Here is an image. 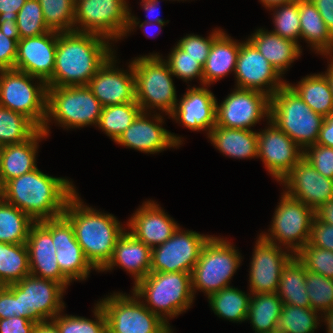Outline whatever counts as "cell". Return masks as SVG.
I'll return each instance as SVG.
<instances>
[{
    "mask_svg": "<svg viewBox=\"0 0 333 333\" xmlns=\"http://www.w3.org/2000/svg\"><path fill=\"white\" fill-rule=\"evenodd\" d=\"M76 192L72 180L44 174L37 167L7 181L1 187V198L39 222L63 215L66 204Z\"/></svg>",
    "mask_w": 333,
    "mask_h": 333,
    "instance_id": "obj_1",
    "label": "cell"
},
{
    "mask_svg": "<svg viewBox=\"0 0 333 333\" xmlns=\"http://www.w3.org/2000/svg\"><path fill=\"white\" fill-rule=\"evenodd\" d=\"M109 39L94 33H58L55 67L47 87L88 85L91 77L116 52Z\"/></svg>",
    "mask_w": 333,
    "mask_h": 333,
    "instance_id": "obj_2",
    "label": "cell"
},
{
    "mask_svg": "<svg viewBox=\"0 0 333 333\" xmlns=\"http://www.w3.org/2000/svg\"><path fill=\"white\" fill-rule=\"evenodd\" d=\"M63 215L72 224L85 258L100 272L112 258L117 239L126 228L113 214L85 205L78 192L69 199Z\"/></svg>",
    "mask_w": 333,
    "mask_h": 333,
    "instance_id": "obj_3",
    "label": "cell"
},
{
    "mask_svg": "<svg viewBox=\"0 0 333 333\" xmlns=\"http://www.w3.org/2000/svg\"><path fill=\"white\" fill-rule=\"evenodd\" d=\"M132 287L141 302L168 325L170 318L186 313L195 300L191 273L150 272Z\"/></svg>",
    "mask_w": 333,
    "mask_h": 333,
    "instance_id": "obj_4",
    "label": "cell"
},
{
    "mask_svg": "<svg viewBox=\"0 0 333 333\" xmlns=\"http://www.w3.org/2000/svg\"><path fill=\"white\" fill-rule=\"evenodd\" d=\"M164 56L159 53L139 55L132 62L135 76L136 102L142 112L158 110L170 115L177 105V92L173 74ZM155 110V111H154Z\"/></svg>",
    "mask_w": 333,
    "mask_h": 333,
    "instance_id": "obj_5",
    "label": "cell"
},
{
    "mask_svg": "<svg viewBox=\"0 0 333 333\" xmlns=\"http://www.w3.org/2000/svg\"><path fill=\"white\" fill-rule=\"evenodd\" d=\"M102 108L87 85L48 87L47 114L42 131L50 136V122L64 130L92 125L97 127Z\"/></svg>",
    "mask_w": 333,
    "mask_h": 333,
    "instance_id": "obj_6",
    "label": "cell"
},
{
    "mask_svg": "<svg viewBox=\"0 0 333 333\" xmlns=\"http://www.w3.org/2000/svg\"><path fill=\"white\" fill-rule=\"evenodd\" d=\"M325 117L315 113L286 83L270 97L269 120L303 151L315 145Z\"/></svg>",
    "mask_w": 333,
    "mask_h": 333,
    "instance_id": "obj_7",
    "label": "cell"
},
{
    "mask_svg": "<svg viewBox=\"0 0 333 333\" xmlns=\"http://www.w3.org/2000/svg\"><path fill=\"white\" fill-rule=\"evenodd\" d=\"M241 253L227 238L212 235L204 244L192 271V291L211 294L231 286V280L243 260Z\"/></svg>",
    "mask_w": 333,
    "mask_h": 333,
    "instance_id": "obj_8",
    "label": "cell"
},
{
    "mask_svg": "<svg viewBox=\"0 0 333 333\" xmlns=\"http://www.w3.org/2000/svg\"><path fill=\"white\" fill-rule=\"evenodd\" d=\"M47 88L46 82L23 71L0 70V106L25 115L39 129L46 120Z\"/></svg>",
    "mask_w": 333,
    "mask_h": 333,
    "instance_id": "obj_9",
    "label": "cell"
},
{
    "mask_svg": "<svg viewBox=\"0 0 333 333\" xmlns=\"http://www.w3.org/2000/svg\"><path fill=\"white\" fill-rule=\"evenodd\" d=\"M113 292L97 301L107 319V333H173L172 326L151 312L133 291Z\"/></svg>",
    "mask_w": 333,
    "mask_h": 333,
    "instance_id": "obj_10",
    "label": "cell"
},
{
    "mask_svg": "<svg viewBox=\"0 0 333 333\" xmlns=\"http://www.w3.org/2000/svg\"><path fill=\"white\" fill-rule=\"evenodd\" d=\"M314 217L312 208L283 191L268 233L261 232L260 235L266 241L283 246L295 255L309 242Z\"/></svg>",
    "mask_w": 333,
    "mask_h": 333,
    "instance_id": "obj_11",
    "label": "cell"
},
{
    "mask_svg": "<svg viewBox=\"0 0 333 333\" xmlns=\"http://www.w3.org/2000/svg\"><path fill=\"white\" fill-rule=\"evenodd\" d=\"M127 0H79L75 2L74 31L94 33L116 43L129 26Z\"/></svg>",
    "mask_w": 333,
    "mask_h": 333,
    "instance_id": "obj_12",
    "label": "cell"
},
{
    "mask_svg": "<svg viewBox=\"0 0 333 333\" xmlns=\"http://www.w3.org/2000/svg\"><path fill=\"white\" fill-rule=\"evenodd\" d=\"M15 284V315L31 321L52 320L65 309L66 289L54 280L24 277Z\"/></svg>",
    "mask_w": 333,
    "mask_h": 333,
    "instance_id": "obj_13",
    "label": "cell"
},
{
    "mask_svg": "<svg viewBox=\"0 0 333 333\" xmlns=\"http://www.w3.org/2000/svg\"><path fill=\"white\" fill-rule=\"evenodd\" d=\"M211 236L179 226L167 241L152 248L150 272L192 274L201 250Z\"/></svg>",
    "mask_w": 333,
    "mask_h": 333,
    "instance_id": "obj_14",
    "label": "cell"
},
{
    "mask_svg": "<svg viewBox=\"0 0 333 333\" xmlns=\"http://www.w3.org/2000/svg\"><path fill=\"white\" fill-rule=\"evenodd\" d=\"M269 116L270 97L256 90L235 87L221 103H216V125L225 128L252 130Z\"/></svg>",
    "mask_w": 333,
    "mask_h": 333,
    "instance_id": "obj_15",
    "label": "cell"
},
{
    "mask_svg": "<svg viewBox=\"0 0 333 333\" xmlns=\"http://www.w3.org/2000/svg\"><path fill=\"white\" fill-rule=\"evenodd\" d=\"M164 119L158 111L141 112L115 143L148 154L179 149L184 137L163 128Z\"/></svg>",
    "mask_w": 333,
    "mask_h": 333,
    "instance_id": "obj_16",
    "label": "cell"
},
{
    "mask_svg": "<svg viewBox=\"0 0 333 333\" xmlns=\"http://www.w3.org/2000/svg\"><path fill=\"white\" fill-rule=\"evenodd\" d=\"M255 243L249 266L248 292L277 293L282 271L295 255L266 241L260 234Z\"/></svg>",
    "mask_w": 333,
    "mask_h": 333,
    "instance_id": "obj_17",
    "label": "cell"
},
{
    "mask_svg": "<svg viewBox=\"0 0 333 333\" xmlns=\"http://www.w3.org/2000/svg\"><path fill=\"white\" fill-rule=\"evenodd\" d=\"M241 41L234 72L235 87L262 92L271 97L287 81L245 38Z\"/></svg>",
    "mask_w": 333,
    "mask_h": 333,
    "instance_id": "obj_18",
    "label": "cell"
},
{
    "mask_svg": "<svg viewBox=\"0 0 333 333\" xmlns=\"http://www.w3.org/2000/svg\"><path fill=\"white\" fill-rule=\"evenodd\" d=\"M52 235L56 260L61 272L71 281H85L95 270L85 258L70 221L64 216L39 221Z\"/></svg>",
    "mask_w": 333,
    "mask_h": 333,
    "instance_id": "obj_19",
    "label": "cell"
},
{
    "mask_svg": "<svg viewBox=\"0 0 333 333\" xmlns=\"http://www.w3.org/2000/svg\"><path fill=\"white\" fill-rule=\"evenodd\" d=\"M258 135V157L268 173L280 182L303 157L304 151L270 120Z\"/></svg>",
    "mask_w": 333,
    "mask_h": 333,
    "instance_id": "obj_20",
    "label": "cell"
},
{
    "mask_svg": "<svg viewBox=\"0 0 333 333\" xmlns=\"http://www.w3.org/2000/svg\"><path fill=\"white\" fill-rule=\"evenodd\" d=\"M115 54L116 52L106 60L87 85L103 107L136 102L132 62L129 61L128 69H119Z\"/></svg>",
    "mask_w": 333,
    "mask_h": 333,
    "instance_id": "obj_21",
    "label": "cell"
},
{
    "mask_svg": "<svg viewBox=\"0 0 333 333\" xmlns=\"http://www.w3.org/2000/svg\"><path fill=\"white\" fill-rule=\"evenodd\" d=\"M281 184L287 195L313 210L333 199V179L320 174L304 157L280 181Z\"/></svg>",
    "mask_w": 333,
    "mask_h": 333,
    "instance_id": "obj_22",
    "label": "cell"
},
{
    "mask_svg": "<svg viewBox=\"0 0 333 333\" xmlns=\"http://www.w3.org/2000/svg\"><path fill=\"white\" fill-rule=\"evenodd\" d=\"M188 86L168 117L191 131H206L208 135L216 125L217 99L207 85Z\"/></svg>",
    "mask_w": 333,
    "mask_h": 333,
    "instance_id": "obj_23",
    "label": "cell"
},
{
    "mask_svg": "<svg viewBox=\"0 0 333 333\" xmlns=\"http://www.w3.org/2000/svg\"><path fill=\"white\" fill-rule=\"evenodd\" d=\"M58 32L20 39L15 69L47 82L53 75Z\"/></svg>",
    "mask_w": 333,
    "mask_h": 333,
    "instance_id": "obj_24",
    "label": "cell"
},
{
    "mask_svg": "<svg viewBox=\"0 0 333 333\" xmlns=\"http://www.w3.org/2000/svg\"><path fill=\"white\" fill-rule=\"evenodd\" d=\"M134 212L125 227L137 240L151 249L167 241L179 227L154 200L144 201Z\"/></svg>",
    "mask_w": 333,
    "mask_h": 333,
    "instance_id": "obj_25",
    "label": "cell"
},
{
    "mask_svg": "<svg viewBox=\"0 0 333 333\" xmlns=\"http://www.w3.org/2000/svg\"><path fill=\"white\" fill-rule=\"evenodd\" d=\"M26 246L30 275L59 282L67 290L72 282L61 272L52 235L40 222L31 225Z\"/></svg>",
    "mask_w": 333,
    "mask_h": 333,
    "instance_id": "obj_26",
    "label": "cell"
},
{
    "mask_svg": "<svg viewBox=\"0 0 333 333\" xmlns=\"http://www.w3.org/2000/svg\"><path fill=\"white\" fill-rule=\"evenodd\" d=\"M152 249L137 240L127 229L117 239L112 258L100 272L121 267L134 279V285L150 273Z\"/></svg>",
    "mask_w": 333,
    "mask_h": 333,
    "instance_id": "obj_27",
    "label": "cell"
},
{
    "mask_svg": "<svg viewBox=\"0 0 333 333\" xmlns=\"http://www.w3.org/2000/svg\"><path fill=\"white\" fill-rule=\"evenodd\" d=\"M46 138L48 136L39 129L25 142L0 147V187L37 168L39 142Z\"/></svg>",
    "mask_w": 333,
    "mask_h": 333,
    "instance_id": "obj_28",
    "label": "cell"
},
{
    "mask_svg": "<svg viewBox=\"0 0 333 333\" xmlns=\"http://www.w3.org/2000/svg\"><path fill=\"white\" fill-rule=\"evenodd\" d=\"M247 38L282 77L291 64L302 55L303 48H300L297 43L265 28L256 29Z\"/></svg>",
    "mask_w": 333,
    "mask_h": 333,
    "instance_id": "obj_29",
    "label": "cell"
},
{
    "mask_svg": "<svg viewBox=\"0 0 333 333\" xmlns=\"http://www.w3.org/2000/svg\"><path fill=\"white\" fill-rule=\"evenodd\" d=\"M256 130L232 129L215 125L207 135L220 153L233 159L258 157V135Z\"/></svg>",
    "mask_w": 333,
    "mask_h": 333,
    "instance_id": "obj_30",
    "label": "cell"
},
{
    "mask_svg": "<svg viewBox=\"0 0 333 333\" xmlns=\"http://www.w3.org/2000/svg\"><path fill=\"white\" fill-rule=\"evenodd\" d=\"M240 44V41L234 40L225 31L213 41L203 65V85L210 87L228 74H234Z\"/></svg>",
    "mask_w": 333,
    "mask_h": 333,
    "instance_id": "obj_31",
    "label": "cell"
},
{
    "mask_svg": "<svg viewBox=\"0 0 333 333\" xmlns=\"http://www.w3.org/2000/svg\"><path fill=\"white\" fill-rule=\"evenodd\" d=\"M299 17L301 39L310 46V50L324 57L333 56V36L310 0H299Z\"/></svg>",
    "mask_w": 333,
    "mask_h": 333,
    "instance_id": "obj_32",
    "label": "cell"
},
{
    "mask_svg": "<svg viewBox=\"0 0 333 333\" xmlns=\"http://www.w3.org/2000/svg\"><path fill=\"white\" fill-rule=\"evenodd\" d=\"M287 84L315 112L324 117L333 112V96L329 83L322 73L303 77L297 84Z\"/></svg>",
    "mask_w": 333,
    "mask_h": 333,
    "instance_id": "obj_33",
    "label": "cell"
},
{
    "mask_svg": "<svg viewBox=\"0 0 333 333\" xmlns=\"http://www.w3.org/2000/svg\"><path fill=\"white\" fill-rule=\"evenodd\" d=\"M277 295L283 304L310 307L309 296L306 292V268L294 256L282 271Z\"/></svg>",
    "mask_w": 333,
    "mask_h": 333,
    "instance_id": "obj_34",
    "label": "cell"
},
{
    "mask_svg": "<svg viewBox=\"0 0 333 333\" xmlns=\"http://www.w3.org/2000/svg\"><path fill=\"white\" fill-rule=\"evenodd\" d=\"M283 303L277 293L251 294L246 321L254 333L276 330Z\"/></svg>",
    "mask_w": 333,
    "mask_h": 333,
    "instance_id": "obj_35",
    "label": "cell"
},
{
    "mask_svg": "<svg viewBox=\"0 0 333 333\" xmlns=\"http://www.w3.org/2000/svg\"><path fill=\"white\" fill-rule=\"evenodd\" d=\"M251 293L228 286L208 297L209 307L219 318L239 324L246 322Z\"/></svg>",
    "mask_w": 333,
    "mask_h": 333,
    "instance_id": "obj_36",
    "label": "cell"
},
{
    "mask_svg": "<svg viewBox=\"0 0 333 333\" xmlns=\"http://www.w3.org/2000/svg\"><path fill=\"white\" fill-rule=\"evenodd\" d=\"M28 275L30 269L26 243L0 242V286L14 284Z\"/></svg>",
    "mask_w": 333,
    "mask_h": 333,
    "instance_id": "obj_37",
    "label": "cell"
},
{
    "mask_svg": "<svg viewBox=\"0 0 333 333\" xmlns=\"http://www.w3.org/2000/svg\"><path fill=\"white\" fill-rule=\"evenodd\" d=\"M33 223L27 214L0 198V242L26 243Z\"/></svg>",
    "mask_w": 333,
    "mask_h": 333,
    "instance_id": "obj_38",
    "label": "cell"
},
{
    "mask_svg": "<svg viewBox=\"0 0 333 333\" xmlns=\"http://www.w3.org/2000/svg\"><path fill=\"white\" fill-rule=\"evenodd\" d=\"M141 112L137 102L105 106L97 127L116 142Z\"/></svg>",
    "mask_w": 333,
    "mask_h": 333,
    "instance_id": "obj_39",
    "label": "cell"
},
{
    "mask_svg": "<svg viewBox=\"0 0 333 333\" xmlns=\"http://www.w3.org/2000/svg\"><path fill=\"white\" fill-rule=\"evenodd\" d=\"M38 130L25 115L0 106V147L25 142Z\"/></svg>",
    "mask_w": 333,
    "mask_h": 333,
    "instance_id": "obj_40",
    "label": "cell"
},
{
    "mask_svg": "<svg viewBox=\"0 0 333 333\" xmlns=\"http://www.w3.org/2000/svg\"><path fill=\"white\" fill-rule=\"evenodd\" d=\"M320 315L310 307L283 304L276 330L280 333H314L321 326Z\"/></svg>",
    "mask_w": 333,
    "mask_h": 333,
    "instance_id": "obj_41",
    "label": "cell"
},
{
    "mask_svg": "<svg viewBox=\"0 0 333 333\" xmlns=\"http://www.w3.org/2000/svg\"><path fill=\"white\" fill-rule=\"evenodd\" d=\"M62 312L64 311H61L52 319L60 333H107L106 315L98 302L92 310L94 320Z\"/></svg>",
    "mask_w": 333,
    "mask_h": 333,
    "instance_id": "obj_42",
    "label": "cell"
},
{
    "mask_svg": "<svg viewBox=\"0 0 333 333\" xmlns=\"http://www.w3.org/2000/svg\"><path fill=\"white\" fill-rule=\"evenodd\" d=\"M269 10L274 12L272 13L274 28L270 31L297 43L301 48L302 46L299 42V40H301L299 0L288 4L278 5Z\"/></svg>",
    "mask_w": 333,
    "mask_h": 333,
    "instance_id": "obj_43",
    "label": "cell"
},
{
    "mask_svg": "<svg viewBox=\"0 0 333 333\" xmlns=\"http://www.w3.org/2000/svg\"><path fill=\"white\" fill-rule=\"evenodd\" d=\"M45 23L50 31L63 33L74 31V0H38Z\"/></svg>",
    "mask_w": 333,
    "mask_h": 333,
    "instance_id": "obj_44",
    "label": "cell"
},
{
    "mask_svg": "<svg viewBox=\"0 0 333 333\" xmlns=\"http://www.w3.org/2000/svg\"><path fill=\"white\" fill-rule=\"evenodd\" d=\"M306 292L311 309L320 314L333 309V279L306 270Z\"/></svg>",
    "mask_w": 333,
    "mask_h": 333,
    "instance_id": "obj_45",
    "label": "cell"
},
{
    "mask_svg": "<svg viewBox=\"0 0 333 333\" xmlns=\"http://www.w3.org/2000/svg\"><path fill=\"white\" fill-rule=\"evenodd\" d=\"M16 24L20 39L39 36L49 32L43 10L38 0H27L17 13Z\"/></svg>",
    "mask_w": 333,
    "mask_h": 333,
    "instance_id": "obj_46",
    "label": "cell"
},
{
    "mask_svg": "<svg viewBox=\"0 0 333 333\" xmlns=\"http://www.w3.org/2000/svg\"><path fill=\"white\" fill-rule=\"evenodd\" d=\"M166 58L164 60L174 77L182 79L186 83L198 78L199 85H203V65L187 55L177 44L173 46Z\"/></svg>",
    "mask_w": 333,
    "mask_h": 333,
    "instance_id": "obj_47",
    "label": "cell"
},
{
    "mask_svg": "<svg viewBox=\"0 0 333 333\" xmlns=\"http://www.w3.org/2000/svg\"><path fill=\"white\" fill-rule=\"evenodd\" d=\"M295 256L307 271L333 279V251L312 246L308 242Z\"/></svg>",
    "mask_w": 333,
    "mask_h": 333,
    "instance_id": "obj_48",
    "label": "cell"
},
{
    "mask_svg": "<svg viewBox=\"0 0 333 333\" xmlns=\"http://www.w3.org/2000/svg\"><path fill=\"white\" fill-rule=\"evenodd\" d=\"M220 28H215L209 36L202 37L200 35L186 34L183 38L178 40L177 45L189 56L196 59L201 65L205 64L213 41L223 32Z\"/></svg>",
    "mask_w": 333,
    "mask_h": 333,
    "instance_id": "obj_49",
    "label": "cell"
},
{
    "mask_svg": "<svg viewBox=\"0 0 333 333\" xmlns=\"http://www.w3.org/2000/svg\"><path fill=\"white\" fill-rule=\"evenodd\" d=\"M303 157L324 177L333 179V148L310 145L304 150Z\"/></svg>",
    "mask_w": 333,
    "mask_h": 333,
    "instance_id": "obj_50",
    "label": "cell"
},
{
    "mask_svg": "<svg viewBox=\"0 0 333 333\" xmlns=\"http://www.w3.org/2000/svg\"><path fill=\"white\" fill-rule=\"evenodd\" d=\"M309 243L312 246L333 251V225L323 223L314 217Z\"/></svg>",
    "mask_w": 333,
    "mask_h": 333,
    "instance_id": "obj_51",
    "label": "cell"
},
{
    "mask_svg": "<svg viewBox=\"0 0 333 333\" xmlns=\"http://www.w3.org/2000/svg\"><path fill=\"white\" fill-rule=\"evenodd\" d=\"M18 41L7 38L0 30V70L15 69Z\"/></svg>",
    "mask_w": 333,
    "mask_h": 333,
    "instance_id": "obj_52",
    "label": "cell"
},
{
    "mask_svg": "<svg viewBox=\"0 0 333 333\" xmlns=\"http://www.w3.org/2000/svg\"><path fill=\"white\" fill-rule=\"evenodd\" d=\"M36 322L16 316L1 319L0 333H32Z\"/></svg>",
    "mask_w": 333,
    "mask_h": 333,
    "instance_id": "obj_53",
    "label": "cell"
},
{
    "mask_svg": "<svg viewBox=\"0 0 333 333\" xmlns=\"http://www.w3.org/2000/svg\"><path fill=\"white\" fill-rule=\"evenodd\" d=\"M15 315V284L0 286V320Z\"/></svg>",
    "mask_w": 333,
    "mask_h": 333,
    "instance_id": "obj_54",
    "label": "cell"
},
{
    "mask_svg": "<svg viewBox=\"0 0 333 333\" xmlns=\"http://www.w3.org/2000/svg\"><path fill=\"white\" fill-rule=\"evenodd\" d=\"M27 0H0V24L6 20H17V13Z\"/></svg>",
    "mask_w": 333,
    "mask_h": 333,
    "instance_id": "obj_55",
    "label": "cell"
},
{
    "mask_svg": "<svg viewBox=\"0 0 333 333\" xmlns=\"http://www.w3.org/2000/svg\"><path fill=\"white\" fill-rule=\"evenodd\" d=\"M317 8L333 36V0H310Z\"/></svg>",
    "mask_w": 333,
    "mask_h": 333,
    "instance_id": "obj_56",
    "label": "cell"
},
{
    "mask_svg": "<svg viewBox=\"0 0 333 333\" xmlns=\"http://www.w3.org/2000/svg\"><path fill=\"white\" fill-rule=\"evenodd\" d=\"M316 144L333 148V112L325 117Z\"/></svg>",
    "mask_w": 333,
    "mask_h": 333,
    "instance_id": "obj_57",
    "label": "cell"
},
{
    "mask_svg": "<svg viewBox=\"0 0 333 333\" xmlns=\"http://www.w3.org/2000/svg\"><path fill=\"white\" fill-rule=\"evenodd\" d=\"M159 4H160V0H141V2H140L141 8H143L147 13V15H145V17L147 18V17L150 16V18H148L147 20L145 19L144 22H147V23H155V22L169 23V20L165 21L164 19L160 18V16H159L160 11H158L159 10V8H158ZM154 13H156V16H155Z\"/></svg>",
    "mask_w": 333,
    "mask_h": 333,
    "instance_id": "obj_58",
    "label": "cell"
},
{
    "mask_svg": "<svg viewBox=\"0 0 333 333\" xmlns=\"http://www.w3.org/2000/svg\"><path fill=\"white\" fill-rule=\"evenodd\" d=\"M131 12L132 11L130 9V12H129V26H128V29H127V32H126V35H125L126 37L129 36L127 34H129V33L131 34L135 30V28H137V26H139L140 29L143 28L144 35H146V37L149 38L150 37V32L148 31L147 27L159 26L158 29H159V31H161L162 28L164 27V25H166V23H163V22H155V23L142 22V21H140L141 19L134 16Z\"/></svg>",
    "mask_w": 333,
    "mask_h": 333,
    "instance_id": "obj_59",
    "label": "cell"
},
{
    "mask_svg": "<svg viewBox=\"0 0 333 333\" xmlns=\"http://www.w3.org/2000/svg\"><path fill=\"white\" fill-rule=\"evenodd\" d=\"M315 218L323 223L333 225V199L321 204L314 210Z\"/></svg>",
    "mask_w": 333,
    "mask_h": 333,
    "instance_id": "obj_60",
    "label": "cell"
},
{
    "mask_svg": "<svg viewBox=\"0 0 333 333\" xmlns=\"http://www.w3.org/2000/svg\"><path fill=\"white\" fill-rule=\"evenodd\" d=\"M0 30L7 38L20 40L19 30L15 20H6L0 24Z\"/></svg>",
    "mask_w": 333,
    "mask_h": 333,
    "instance_id": "obj_61",
    "label": "cell"
},
{
    "mask_svg": "<svg viewBox=\"0 0 333 333\" xmlns=\"http://www.w3.org/2000/svg\"><path fill=\"white\" fill-rule=\"evenodd\" d=\"M32 333H60L53 320L37 321Z\"/></svg>",
    "mask_w": 333,
    "mask_h": 333,
    "instance_id": "obj_62",
    "label": "cell"
},
{
    "mask_svg": "<svg viewBox=\"0 0 333 333\" xmlns=\"http://www.w3.org/2000/svg\"><path fill=\"white\" fill-rule=\"evenodd\" d=\"M321 322L325 323L327 333H333V309L321 314Z\"/></svg>",
    "mask_w": 333,
    "mask_h": 333,
    "instance_id": "obj_63",
    "label": "cell"
},
{
    "mask_svg": "<svg viewBox=\"0 0 333 333\" xmlns=\"http://www.w3.org/2000/svg\"><path fill=\"white\" fill-rule=\"evenodd\" d=\"M324 58H328L327 60H329L330 62H328L327 71H325L324 73L322 72V74L326 77L333 96V56Z\"/></svg>",
    "mask_w": 333,
    "mask_h": 333,
    "instance_id": "obj_64",
    "label": "cell"
},
{
    "mask_svg": "<svg viewBox=\"0 0 333 333\" xmlns=\"http://www.w3.org/2000/svg\"><path fill=\"white\" fill-rule=\"evenodd\" d=\"M266 9H271L272 7L288 4L296 0H259Z\"/></svg>",
    "mask_w": 333,
    "mask_h": 333,
    "instance_id": "obj_65",
    "label": "cell"
},
{
    "mask_svg": "<svg viewBox=\"0 0 333 333\" xmlns=\"http://www.w3.org/2000/svg\"><path fill=\"white\" fill-rule=\"evenodd\" d=\"M260 333H280L279 331L277 330H273V331H268V332H260Z\"/></svg>",
    "mask_w": 333,
    "mask_h": 333,
    "instance_id": "obj_66",
    "label": "cell"
}]
</instances>
